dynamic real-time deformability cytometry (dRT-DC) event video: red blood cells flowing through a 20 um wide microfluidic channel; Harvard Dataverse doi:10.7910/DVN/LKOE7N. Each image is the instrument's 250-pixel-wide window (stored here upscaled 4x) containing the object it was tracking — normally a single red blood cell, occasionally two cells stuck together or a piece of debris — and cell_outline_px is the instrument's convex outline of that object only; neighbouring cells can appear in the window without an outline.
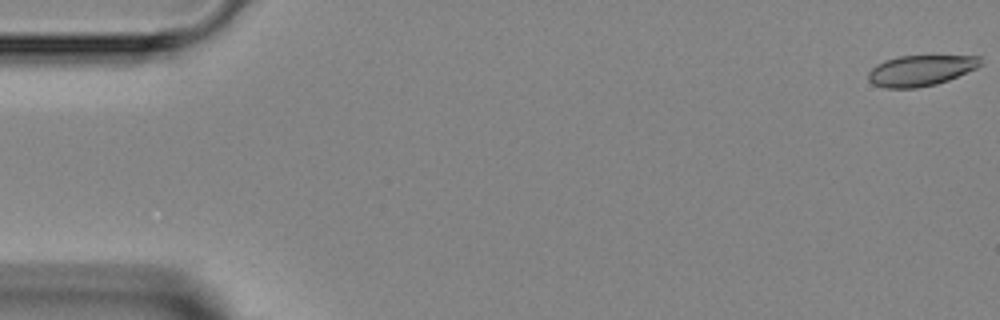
{"species": "Egyptian fruit bat (a non-hibernating species)", "species_latin": "Rousettus aegyptiacus", "temperature_condition": "room temperature", "stored_images_in_passage": 5, "camera_frame_rate_fps": 3000, "um_per_image_px": 0.085, "animal": {"sex": "female"}, "frame": {"image": 1, "passage_image": 1, "time_ms": 0.0, "image_size_px": [1000, 320], "cell_outline_px": [[984, 64], [976, 68], [948, 80], [936, 84], [916, 88], [884, 88], [872, 84], [868, 80], [868, 72], [876, 64], [884, 60], [900, 56], [980, 56]], "centroid_in_image_um": [78.24, 5.99], "position_along_channel_um": 6.8, "area_um2": 20.17}}
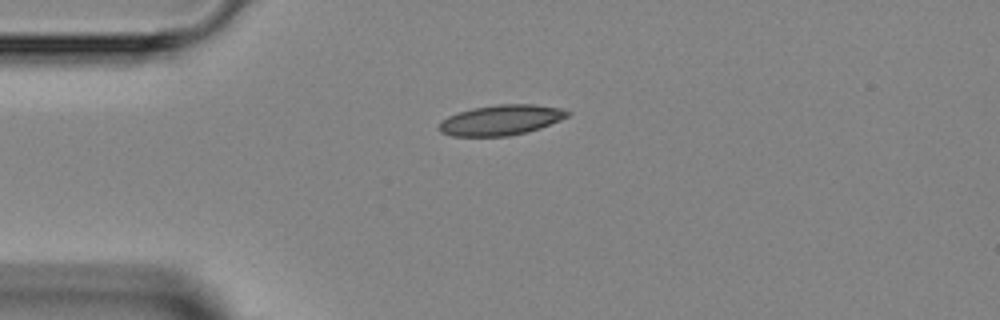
{"frame": {"image": 2, "passage_image": 4, "time_ms": 3.667, "image_size_px": [1000, 320], "cell_outline_px": [[572, 112], [568, 116], [560, 120], [540, 128], [508, 136], [452, 136], [440, 132], [436, 128], [448, 116], [472, 108], [496, 104], [536, 104], [564, 108]], "centroid_in_image_um": [42.61, 10.19], "position_along_channel_um": 42.4, "area_um2": 22.72}}